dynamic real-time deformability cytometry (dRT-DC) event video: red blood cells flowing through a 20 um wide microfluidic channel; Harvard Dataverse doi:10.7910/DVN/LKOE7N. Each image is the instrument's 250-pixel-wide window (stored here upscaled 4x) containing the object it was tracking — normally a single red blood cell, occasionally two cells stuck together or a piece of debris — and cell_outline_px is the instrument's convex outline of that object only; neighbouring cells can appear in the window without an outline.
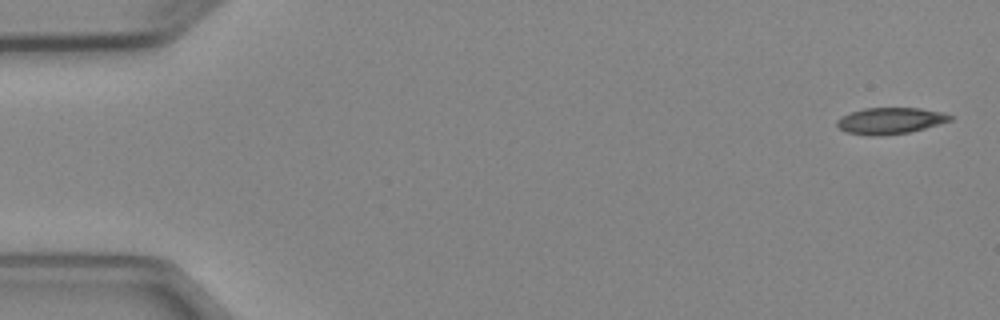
{"species": "Egyptian fruit bat (a non-hibernating species)", "species_latin": "Rousettus aegyptiacus", "temperature_condition": "cold", "stored_images_in_passage": 6, "camera_frame_rate_fps": 3000, "um_per_image_px": 0.085, "animal": {"sex": "female"}, "frame": {"image": 1, "passage_image": 1, "time_ms": 0.0, "image_size_px": [1000, 320], "cell_outline_px": [[956, 116], [952, 120], [924, 128], [908, 132], [880, 136], [872, 136], [848, 132], [840, 128], [836, 124], [836, 120], [840, 116], [864, 108], [920, 108], [944, 112]], "centroid_in_image_um": [75.7, 10.25], "position_along_channel_um": 9.3, "area_um2": 17.4}}
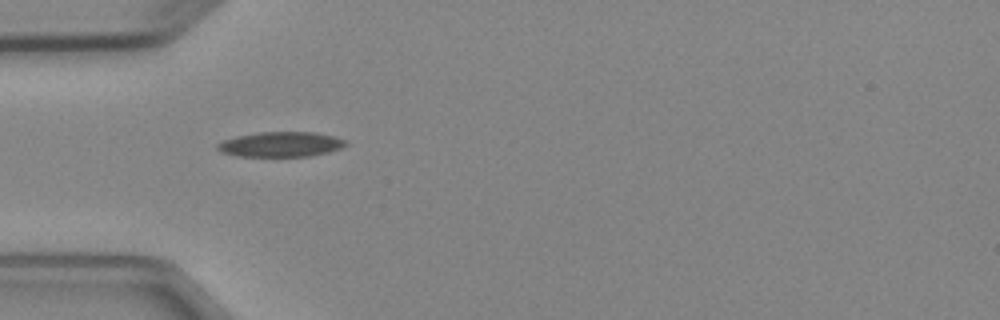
{"frame": {"image": 2, "passage_image": 5, "time_ms": 4.667, "image_size_px": [1000, 320], "cell_outline_px": [[348, 144], [340, 148], [328, 152], [308, 156], [236, 156], [220, 152], [216, 148], [216, 144], [224, 140], [236, 136], [260, 132], [316, 132], [332, 136], [344, 140]], "centroid_in_image_um": [23.82, 12.27], "position_along_channel_um": 61.2, "area_um2": 18.61}}
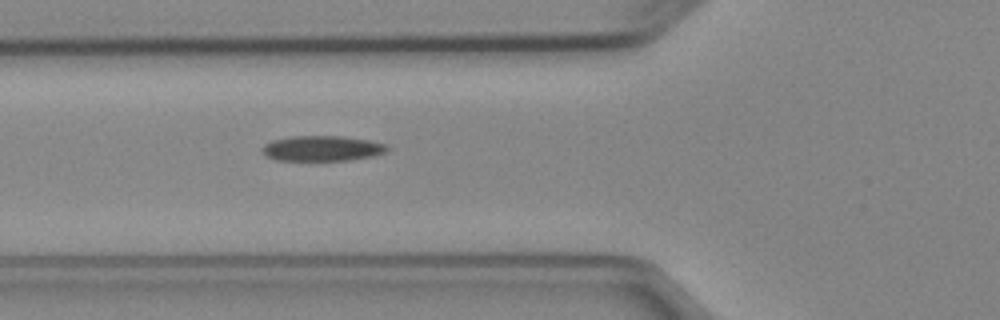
{"frame": {"image": 3, "passage_image": 6, "time_ms": 5.667, "image_size_px": [1000, 320], "cell_outline_px": [[388, 152], [372, 156], [352, 160], [276, 160], [268, 156], [260, 148], [264, 144], [272, 140], [292, 136], [344, 136], [368, 140], [388, 144]], "centroid_in_image_um": [27.42, 12.61], "position_along_channel_um": 98.4, "area_um2": 18.5}}